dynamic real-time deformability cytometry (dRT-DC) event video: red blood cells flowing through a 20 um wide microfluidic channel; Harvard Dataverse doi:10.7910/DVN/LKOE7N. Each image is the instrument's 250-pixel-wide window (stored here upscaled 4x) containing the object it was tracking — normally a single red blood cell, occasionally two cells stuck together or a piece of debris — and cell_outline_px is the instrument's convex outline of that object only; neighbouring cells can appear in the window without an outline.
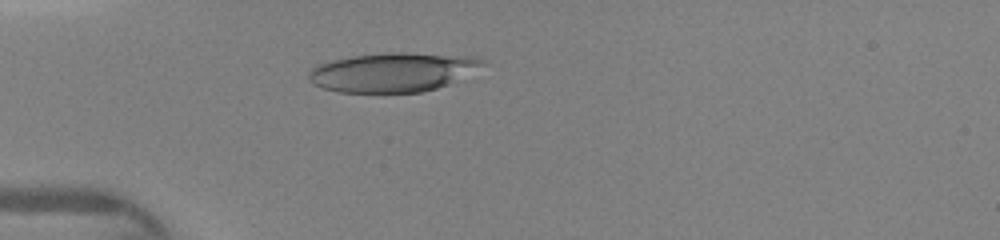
{"species": "human", "species_latin": "Homo sapiens", "temperature_condition": "warm", "stored_images_in_passage": 5, "camera_frame_rate_fps": 3000, "um_per_image_px": 0.085, "donor": {"sex": "female"}, "frame": {"image": 1, "passage_image": 1, "time_ms": 0.0, "image_size_px": [1000, 240], "cell_outline_px": [[484, 64], [448, 84], [436, 88], [420, 92], [340, 92], [324, 88], [312, 84], [308, 80], [308, 72], [312, 68], [320, 64], [332, 60], [352, 56], [388, 52], [408, 52], [476, 56], [484, 60]], "centroid_in_image_um": [33.35, 6.12], "position_along_channel_um": 51.7, "area_um2": 39.48}}